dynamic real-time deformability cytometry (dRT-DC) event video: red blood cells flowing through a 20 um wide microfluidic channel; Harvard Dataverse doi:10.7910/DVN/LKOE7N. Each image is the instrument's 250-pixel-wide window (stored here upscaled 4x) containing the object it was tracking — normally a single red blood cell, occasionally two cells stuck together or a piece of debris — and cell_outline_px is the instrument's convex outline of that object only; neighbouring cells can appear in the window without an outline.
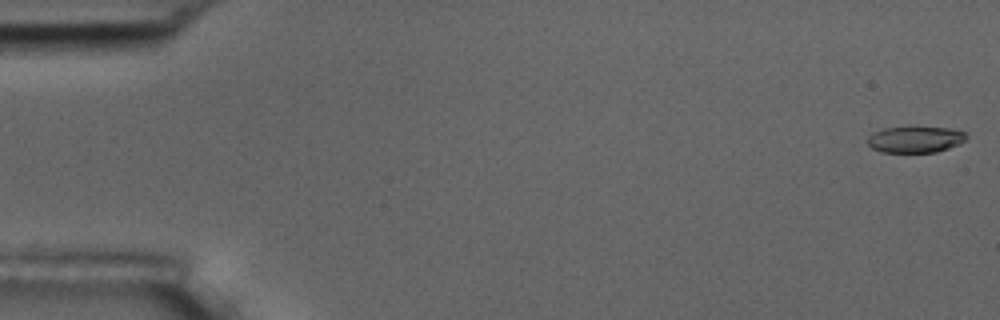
{"species": "common noctule bat (a hibernating species)", "species_latin": "Nyctalus noctula", "temperature_condition": "room temperature", "stored_images_in_passage": 56, "camera_frame_rate_fps": 3000, "um_per_image_px": 0.085, "animal": {"sex": "male", "body_mass_g": 17.5, "forearm_length_mm": 52.3}, "frame": {"image": 1, "passage_image": 1, "time_ms": 0.0, "image_size_px": [1000, 320], "cell_outline_px": [[968, 136], [960, 144], [936, 152], [880, 152], [872, 148], [868, 144], [868, 136], [872, 132], [884, 128], [948, 128], [964, 132]], "centroid_in_image_um": [77.78, 11.87], "position_along_channel_um": 7.2, "area_um2": 14.91}}
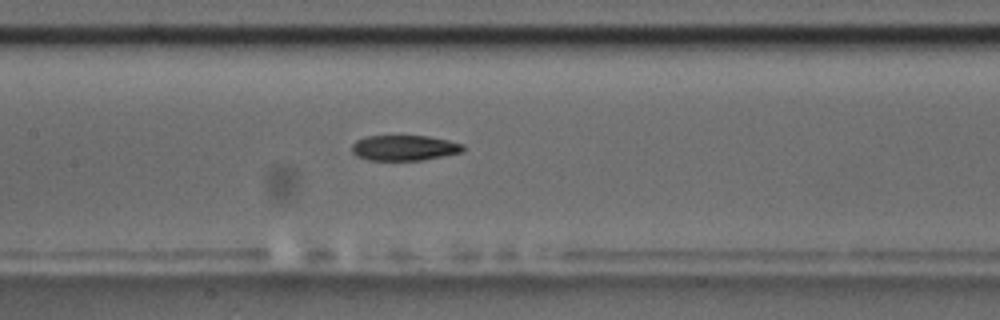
{"frame": {"image": 2, "passage_image": 27, "time_ms": 8.667, "image_size_px": [1000, 320], "cell_outline_px": [[464, 148], [460, 152], [420, 160], [368, 160], [356, 156], [352, 152], [352, 144], [356, 140], [368, 136], [428, 136], [448, 140], [464, 144]], "centroid_in_image_um": [34.32, 12.56], "position_along_channel_um": 173.1, "area_um2": 16.3}}
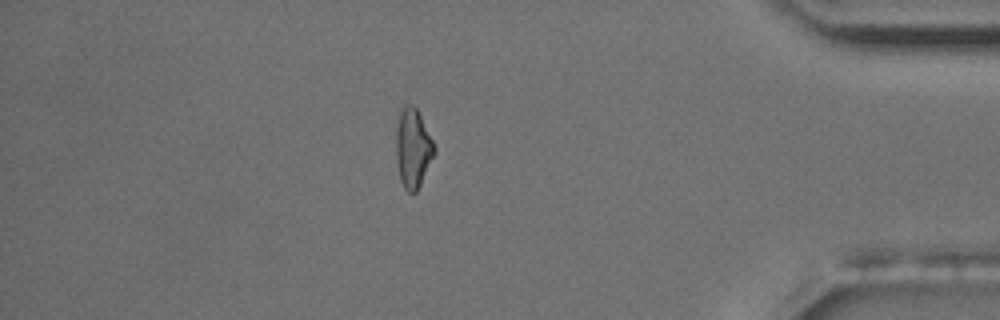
{"frame": {"image": 3, "passage_image": 49, "time_ms": 16.0, "image_size_px": [1000, 320], "cell_outline_px": [[436, 152], [416, 192], [408, 192], [404, 188], [400, 180], [396, 160], [396, 128], [400, 108], [404, 104], [412, 104], [416, 108], [436, 148]], "centroid_in_image_um": [35.08, 12.58], "position_along_channel_um": 400.1, "area_um2": 17.63}, "authors_computed_cell_mechanics": {"area_um2": 17.4267, "velocity_mm_per_s": 3.6017, "shape_relaxation_time_tau1_ms": 5.7911, "shape_relaxation_time_tau2_ms": 5.1609, "deformation_change_tau1": 0.1726, "deformation_change_tau2": 0.1269}}